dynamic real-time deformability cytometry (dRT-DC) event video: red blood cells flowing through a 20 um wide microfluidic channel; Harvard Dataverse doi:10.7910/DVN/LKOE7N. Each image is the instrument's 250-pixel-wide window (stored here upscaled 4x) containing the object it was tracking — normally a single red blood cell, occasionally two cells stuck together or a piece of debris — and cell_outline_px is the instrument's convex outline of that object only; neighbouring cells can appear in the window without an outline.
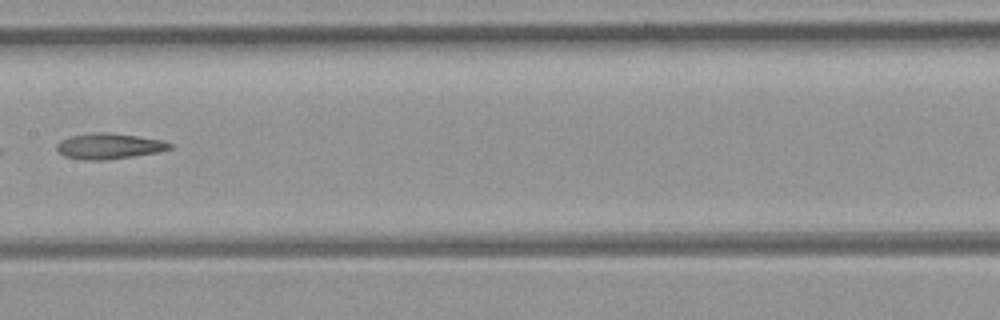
{"species": "common noctule bat (a hibernating species)", "species_latin": "Nyctalus noctula", "temperature_condition": "room temperature", "stored_images_in_passage": 7, "camera_frame_rate_fps": 3000, "um_per_image_px": 0.085, "animal": {"sex": "female", "body_mass_g": 21.9}, "frame": {"image": 1, "passage_image": 7, "time_ms": 2.0, "image_size_px": [1000, 320], "cell_outline_px": [[172, 148], [160, 152], [104, 160], [84, 160], [64, 156], [56, 152], [56, 144], [60, 140], [68, 136], [92, 132], [108, 132], [140, 136], [164, 140], [172, 144]], "centroid_in_image_um": [9.24, 12.41], "position_along_channel_um": 198.2, "area_um2": 17.28}}